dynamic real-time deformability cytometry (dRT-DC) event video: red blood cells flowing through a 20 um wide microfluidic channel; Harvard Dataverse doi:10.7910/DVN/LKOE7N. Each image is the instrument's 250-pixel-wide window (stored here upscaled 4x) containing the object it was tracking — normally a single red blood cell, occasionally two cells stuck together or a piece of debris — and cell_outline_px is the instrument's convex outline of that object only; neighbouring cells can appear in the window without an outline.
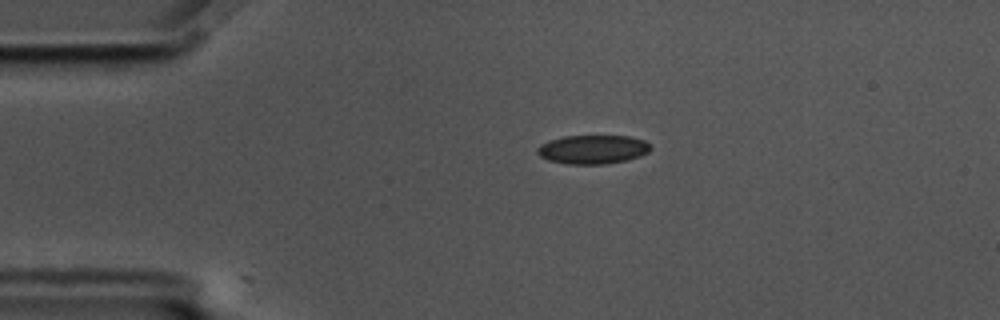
{"species": "common noctule bat (a hibernating species)", "species_latin": "Nyctalus noctula", "temperature_condition": "cold", "stored_images_in_passage": 16, "camera_frame_rate_fps": 3000, "um_per_image_px": 0.085, "animal": {"sex": "male", "body_mass_g": 17.5, "forearm_length_mm": 52.3}, "frame": {"image": 1, "passage_image": 3, "time_ms": 0.667, "image_size_px": [1000, 320], "cell_outline_px": [[652, 148], [648, 152], [640, 156], [628, 160], [604, 164], [568, 164], [548, 160], [540, 156], [536, 152], [536, 148], [540, 144], [548, 140], [564, 136], [628, 136], [644, 140]], "centroid_in_image_um": [50.36, 12.7], "position_along_channel_um": 34.6, "area_um2": 19.13}}
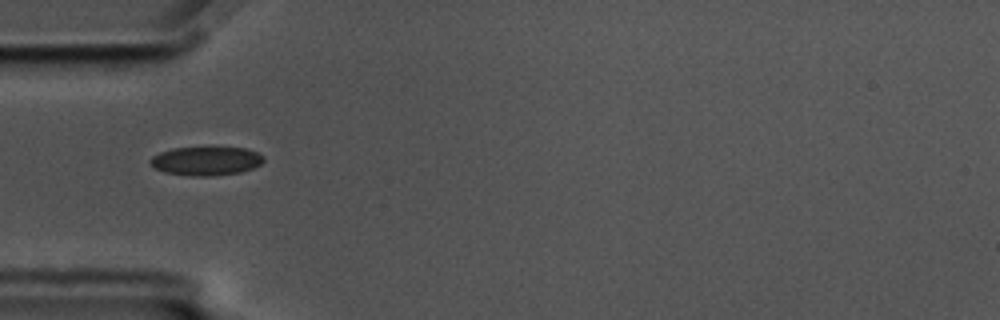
{"frame": {"image": 2, "passage_image": 9, "time_ms": 2.667, "image_size_px": [1000, 320], "cell_outline_px": [[264, 160], [260, 164], [252, 168], [240, 172], [212, 176], [192, 176], [164, 172], [156, 168], [148, 160], [152, 156], [160, 152], [172, 148], [208, 144], [212, 144], [244, 148], [256, 152], [264, 156]], "centroid_in_image_um": [17.52, 13.62], "position_along_channel_um": 67.5, "area_um2": 19.88}}